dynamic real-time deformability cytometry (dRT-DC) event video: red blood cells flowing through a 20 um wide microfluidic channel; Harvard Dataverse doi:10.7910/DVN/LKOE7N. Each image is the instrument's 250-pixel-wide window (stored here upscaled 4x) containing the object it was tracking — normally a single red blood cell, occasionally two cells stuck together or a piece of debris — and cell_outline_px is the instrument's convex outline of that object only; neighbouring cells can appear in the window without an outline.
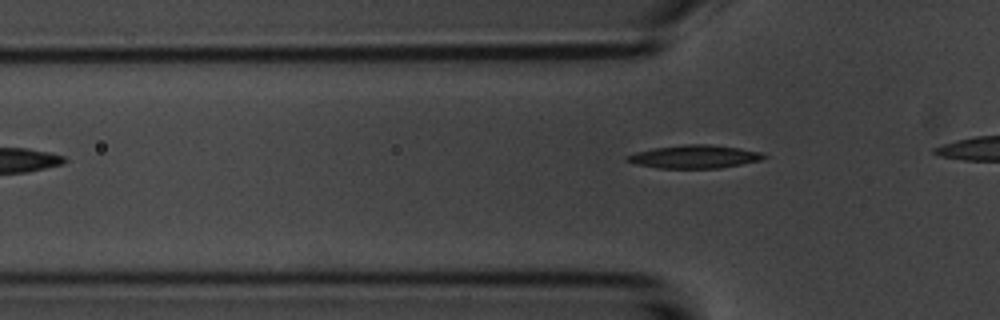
{"species": "common noctule bat (a hibernating species)", "species_latin": "Nyctalus noctula", "temperature_condition": "room temperature", "stored_images_in_passage": 3, "camera_frame_rate_fps": 3000, "um_per_image_px": 0.085, "animal": {"sex": "male", "body_mass_g": 20.1, "forearm_length_mm": 53.5}, "frame": {"image": 1, "passage_image": 3, "time_ms": 2.333, "image_size_px": [1000, 320], "cell_outline_px": [[768, 156], [760, 160], [720, 168], [656, 168], [636, 164], [624, 160], [624, 156], [636, 152], [652, 148], [684, 144], [712, 144], [740, 148], [760, 152]], "centroid_in_image_um": [58.98, 13.31], "position_along_channel_um": 66.8, "area_um2": 18.55}}